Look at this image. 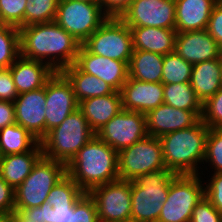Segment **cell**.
I'll use <instances>...</instances> for the list:
<instances>
[{
	"label": "cell",
	"mask_w": 222,
	"mask_h": 222,
	"mask_svg": "<svg viewBox=\"0 0 222 222\" xmlns=\"http://www.w3.org/2000/svg\"><path fill=\"white\" fill-rule=\"evenodd\" d=\"M20 55L48 64L55 72L76 62L81 43L55 21L19 28Z\"/></svg>",
	"instance_id": "cell-1"
},
{
	"label": "cell",
	"mask_w": 222,
	"mask_h": 222,
	"mask_svg": "<svg viewBox=\"0 0 222 222\" xmlns=\"http://www.w3.org/2000/svg\"><path fill=\"white\" fill-rule=\"evenodd\" d=\"M66 174L88 193L119 179L118 152L95 134L66 165Z\"/></svg>",
	"instance_id": "cell-2"
},
{
	"label": "cell",
	"mask_w": 222,
	"mask_h": 222,
	"mask_svg": "<svg viewBox=\"0 0 222 222\" xmlns=\"http://www.w3.org/2000/svg\"><path fill=\"white\" fill-rule=\"evenodd\" d=\"M208 132L209 127L200 119L192 127L161 136L159 139L166 168L176 175L200 174L205 179L201 165L205 159Z\"/></svg>",
	"instance_id": "cell-3"
},
{
	"label": "cell",
	"mask_w": 222,
	"mask_h": 222,
	"mask_svg": "<svg viewBox=\"0 0 222 222\" xmlns=\"http://www.w3.org/2000/svg\"><path fill=\"white\" fill-rule=\"evenodd\" d=\"M175 175L168 169H161L131 181V222H158Z\"/></svg>",
	"instance_id": "cell-4"
},
{
	"label": "cell",
	"mask_w": 222,
	"mask_h": 222,
	"mask_svg": "<svg viewBox=\"0 0 222 222\" xmlns=\"http://www.w3.org/2000/svg\"><path fill=\"white\" fill-rule=\"evenodd\" d=\"M94 135L87 119L77 108L40 141L43 156L67 165Z\"/></svg>",
	"instance_id": "cell-5"
},
{
	"label": "cell",
	"mask_w": 222,
	"mask_h": 222,
	"mask_svg": "<svg viewBox=\"0 0 222 222\" xmlns=\"http://www.w3.org/2000/svg\"><path fill=\"white\" fill-rule=\"evenodd\" d=\"M66 175V165L44 157L33 166L31 173L14 190L15 209L39 207L56 183Z\"/></svg>",
	"instance_id": "cell-6"
},
{
	"label": "cell",
	"mask_w": 222,
	"mask_h": 222,
	"mask_svg": "<svg viewBox=\"0 0 222 222\" xmlns=\"http://www.w3.org/2000/svg\"><path fill=\"white\" fill-rule=\"evenodd\" d=\"M202 177L200 174L174 176L158 222H190L193 209L204 197Z\"/></svg>",
	"instance_id": "cell-7"
},
{
	"label": "cell",
	"mask_w": 222,
	"mask_h": 222,
	"mask_svg": "<svg viewBox=\"0 0 222 222\" xmlns=\"http://www.w3.org/2000/svg\"><path fill=\"white\" fill-rule=\"evenodd\" d=\"M90 53L129 63L132 34L121 18H108L83 44Z\"/></svg>",
	"instance_id": "cell-8"
},
{
	"label": "cell",
	"mask_w": 222,
	"mask_h": 222,
	"mask_svg": "<svg viewBox=\"0 0 222 222\" xmlns=\"http://www.w3.org/2000/svg\"><path fill=\"white\" fill-rule=\"evenodd\" d=\"M107 19L100 4L59 0L55 22L83 44Z\"/></svg>",
	"instance_id": "cell-9"
},
{
	"label": "cell",
	"mask_w": 222,
	"mask_h": 222,
	"mask_svg": "<svg viewBox=\"0 0 222 222\" xmlns=\"http://www.w3.org/2000/svg\"><path fill=\"white\" fill-rule=\"evenodd\" d=\"M167 169L162 154L160 139L153 136L134 143L118 153L120 180L133 181L138 176Z\"/></svg>",
	"instance_id": "cell-10"
},
{
	"label": "cell",
	"mask_w": 222,
	"mask_h": 222,
	"mask_svg": "<svg viewBox=\"0 0 222 222\" xmlns=\"http://www.w3.org/2000/svg\"><path fill=\"white\" fill-rule=\"evenodd\" d=\"M99 222H131V181L115 180L88 192Z\"/></svg>",
	"instance_id": "cell-11"
},
{
	"label": "cell",
	"mask_w": 222,
	"mask_h": 222,
	"mask_svg": "<svg viewBox=\"0 0 222 222\" xmlns=\"http://www.w3.org/2000/svg\"><path fill=\"white\" fill-rule=\"evenodd\" d=\"M96 135L119 153L148 136L146 116L122 109Z\"/></svg>",
	"instance_id": "cell-12"
},
{
	"label": "cell",
	"mask_w": 222,
	"mask_h": 222,
	"mask_svg": "<svg viewBox=\"0 0 222 222\" xmlns=\"http://www.w3.org/2000/svg\"><path fill=\"white\" fill-rule=\"evenodd\" d=\"M26 220L34 222H99L94 200L85 193L74 206H51L15 209Z\"/></svg>",
	"instance_id": "cell-13"
},
{
	"label": "cell",
	"mask_w": 222,
	"mask_h": 222,
	"mask_svg": "<svg viewBox=\"0 0 222 222\" xmlns=\"http://www.w3.org/2000/svg\"><path fill=\"white\" fill-rule=\"evenodd\" d=\"M121 19L129 27L175 29V0H133Z\"/></svg>",
	"instance_id": "cell-14"
},
{
	"label": "cell",
	"mask_w": 222,
	"mask_h": 222,
	"mask_svg": "<svg viewBox=\"0 0 222 222\" xmlns=\"http://www.w3.org/2000/svg\"><path fill=\"white\" fill-rule=\"evenodd\" d=\"M45 136L53 128L78 108L71 83L61 72L54 75L45 84Z\"/></svg>",
	"instance_id": "cell-15"
},
{
	"label": "cell",
	"mask_w": 222,
	"mask_h": 222,
	"mask_svg": "<svg viewBox=\"0 0 222 222\" xmlns=\"http://www.w3.org/2000/svg\"><path fill=\"white\" fill-rule=\"evenodd\" d=\"M13 103L16 124L41 141L45 137V86L18 94Z\"/></svg>",
	"instance_id": "cell-16"
},
{
	"label": "cell",
	"mask_w": 222,
	"mask_h": 222,
	"mask_svg": "<svg viewBox=\"0 0 222 222\" xmlns=\"http://www.w3.org/2000/svg\"><path fill=\"white\" fill-rule=\"evenodd\" d=\"M75 64L85 73L102 79L115 91H121L129 78L128 64L90 53L81 45Z\"/></svg>",
	"instance_id": "cell-17"
},
{
	"label": "cell",
	"mask_w": 222,
	"mask_h": 222,
	"mask_svg": "<svg viewBox=\"0 0 222 222\" xmlns=\"http://www.w3.org/2000/svg\"><path fill=\"white\" fill-rule=\"evenodd\" d=\"M202 111H188L162 103L146 116L148 136H161L194 126L201 119Z\"/></svg>",
	"instance_id": "cell-18"
},
{
	"label": "cell",
	"mask_w": 222,
	"mask_h": 222,
	"mask_svg": "<svg viewBox=\"0 0 222 222\" xmlns=\"http://www.w3.org/2000/svg\"><path fill=\"white\" fill-rule=\"evenodd\" d=\"M175 53L194 65L222 56V48L206 29L177 33Z\"/></svg>",
	"instance_id": "cell-19"
},
{
	"label": "cell",
	"mask_w": 222,
	"mask_h": 222,
	"mask_svg": "<svg viewBox=\"0 0 222 222\" xmlns=\"http://www.w3.org/2000/svg\"><path fill=\"white\" fill-rule=\"evenodd\" d=\"M122 108L147 114L164 103L162 83L138 81L128 78L120 91Z\"/></svg>",
	"instance_id": "cell-20"
},
{
	"label": "cell",
	"mask_w": 222,
	"mask_h": 222,
	"mask_svg": "<svg viewBox=\"0 0 222 222\" xmlns=\"http://www.w3.org/2000/svg\"><path fill=\"white\" fill-rule=\"evenodd\" d=\"M9 68L18 94L44 87L55 73L48 64L21 55Z\"/></svg>",
	"instance_id": "cell-21"
},
{
	"label": "cell",
	"mask_w": 222,
	"mask_h": 222,
	"mask_svg": "<svg viewBox=\"0 0 222 222\" xmlns=\"http://www.w3.org/2000/svg\"><path fill=\"white\" fill-rule=\"evenodd\" d=\"M217 0H175L177 33L207 29Z\"/></svg>",
	"instance_id": "cell-22"
},
{
	"label": "cell",
	"mask_w": 222,
	"mask_h": 222,
	"mask_svg": "<svg viewBox=\"0 0 222 222\" xmlns=\"http://www.w3.org/2000/svg\"><path fill=\"white\" fill-rule=\"evenodd\" d=\"M78 109L88 121L91 130L96 134L122 108V96L119 91L110 95L92 97L78 103Z\"/></svg>",
	"instance_id": "cell-23"
},
{
	"label": "cell",
	"mask_w": 222,
	"mask_h": 222,
	"mask_svg": "<svg viewBox=\"0 0 222 222\" xmlns=\"http://www.w3.org/2000/svg\"><path fill=\"white\" fill-rule=\"evenodd\" d=\"M134 50H143L160 55L175 52L176 30L155 27H129Z\"/></svg>",
	"instance_id": "cell-24"
},
{
	"label": "cell",
	"mask_w": 222,
	"mask_h": 222,
	"mask_svg": "<svg viewBox=\"0 0 222 222\" xmlns=\"http://www.w3.org/2000/svg\"><path fill=\"white\" fill-rule=\"evenodd\" d=\"M190 83L202 104L212 97L222 87V56L194 64Z\"/></svg>",
	"instance_id": "cell-25"
},
{
	"label": "cell",
	"mask_w": 222,
	"mask_h": 222,
	"mask_svg": "<svg viewBox=\"0 0 222 222\" xmlns=\"http://www.w3.org/2000/svg\"><path fill=\"white\" fill-rule=\"evenodd\" d=\"M42 155V146L39 142L26 153L0 156V177L15 190L31 173Z\"/></svg>",
	"instance_id": "cell-26"
},
{
	"label": "cell",
	"mask_w": 222,
	"mask_h": 222,
	"mask_svg": "<svg viewBox=\"0 0 222 222\" xmlns=\"http://www.w3.org/2000/svg\"><path fill=\"white\" fill-rule=\"evenodd\" d=\"M61 73L71 83L78 103L88 98L110 95L115 91L102 79L83 72L75 63L64 68Z\"/></svg>",
	"instance_id": "cell-27"
},
{
	"label": "cell",
	"mask_w": 222,
	"mask_h": 222,
	"mask_svg": "<svg viewBox=\"0 0 222 222\" xmlns=\"http://www.w3.org/2000/svg\"><path fill=\"white\" fill-rule=\"evenodd\" d=\"M164 55L133 50L128 69L129 77L138 81L162 83Z\"/></svg>",
	"instance_id": "cell-28"
},
{
	"label": "cell",
	"mask_w": 222,
	"mask_h": 222,
	"mask_svg": "<svg viewBox=\"0 0 222 222\" xmlns=\"http://www.w3.org/2000/svg\"><path fill=\"white\" fill-rule=\"evenodd\" d=\"M40 141L22 126L14 123L0 129V156L31 151Z\"/></svg>",
	"instance_id": "cell-29"
},
{
	"label": "cell",
	"mask_w": 222,
	"mask_h": 222,
	"mask_svg": "<svg viewBox=\"0 0 222 222\" xmlns=\"http://www.w3.org/2000/svg\"><path fill=\"white\" fill-rule=\"evenodd\" d=\"M164 103L174 108L188 111H202V103L197 98L191 83L163 84Z\"/></svg>",
	"instance_id": "cell-30"
},
{
	"label": "cell",
	"mask_w": 222,
	"mask_h": 222,
	"mask_svg": "<svg viewBox=\"0 0 222 222\" xmlns=\"http://www.w3.org/2000/svg\"><path fill=\"white\" fill-rule=\"evenodd\" d=\"M85 192L66 174L51 189L46 202L51 206H74Z\"/></svg>",
	"instance_id": "cell-31"
},
{
	"label": "cell",
	"mask_w": 222,
	"mask_h": 222,
	"mask_svg": "<svg viewBox=\"0 0 222 222\" xmlns=\"http://www.w3.org/2000/svg\"><path fill=\"white\" fill-rule=\"evenodd\" d=\"M192 67L175 52L164 55L162 84L190 83Z\"/></svg>",
	"instance_id": "cell-32"
},
{
	"label": "cell",
	"mask_w": 222,
	"mask_h": 222,
	"mask_svg": "<svg viewBox=\"0 0 222 222\" xmlns=\"http://www.w3.org/2000/svg\"><path fill=\"white\" fill-rule=\"evenodd\" d=\"M19 56V28L0 24V68H9Z\"/></svg>",
	"instance_id": "cell-33"
},
{
	"label": "cell",
	"mask_w": 222,
	"mask_h": 222,
	"mask_svg": "<svg viewBox=\"0 0 222 222\" xmlns=\"http://www.w3.org/2000/svg\"><path fill=\"white\" fill-rule=\"evenodd\" d=\"M59 0H27L24 26L55 21Z\"/></svg>",
	"instance_id": "cell-34"
},
{
	"label": "cell",
	"mask_w": 222,
	"mask_h": 222,
	"mask_svg": "<svg viewBox=\"0 0 222 222\" xmlns=\"http://www.w3.org/2000/svg\"><path fill=\"white\" fill-rule=\"evenodd\" d=\"M207 163L210 165L208 168L212 169L211 172L207 168ZM203 164L202 167L206 164L203 168L207 171V175L222 172V128H209Z\"/></svg>",
	"instance_id": "cell-35"
},
{
	"label": "cell",
	"mask_w": 222,
	"mask_h": 222,
	"mask_svg": "<svg viewBox=\"0 0 222 222\" xmlns=\"http://www.w3.org/2000/svg\"><path fill=\"white\" fill-rule=\"evenodd\" d=\"M27 0H0V24L24 27Z\"/></svg>",
	"instance_id": "cell-36"
},
{
	"label": "cell",
	"mask_w": 222,
	"mask_h": 222,
	"mask_svg": "<svg viewBox=\"0 0 222 222\" xmlns=\"http://www.w3.org/2000/svg\"><path fill=\"white\" fill-rule=\"evenodd\" d=\"M201 120L209 128H222V87L202 104Z\"/></svg>",
	"instance_id": "cell-37"
},
{
	"label": "cell",
	"mask_w": 222,
	"mask_h": 222,
	"mask_svg": "<svg viewBox=\"0 0 222 222\" xmlns=\"http://www.w3.org/2000/svg\"><path fill=\"white\" fill-rule=\"evenodd\" d=\"M206 177L210 179L204 181V196L222 215V172L209 174Z\"/></svg>",
	"instance_id": "cell-38"
},
{
	"label": "cell",
	"mask_w": 222,
	"mask_h": 222,
	"mask_svg": "<svg viewBox=\"0 0 222 222\" xmlns=\"http://www.w3.org/2000/svg\"><path fill=\"white\" fill-rule=\"evenodd\" d=\"M190 222H222V215L204 196L193 209Z\"/></svg>",
	"instance_id": "cell-39"
},
{
	"label": "cell",
	"mask_w": 222,
	"mask_h": 222,
	"mask_svg": "<svg viewBox=\"0 0 222 222\" xmlns=\"http://www.w3.org/2000/svg\"><path fill=\"white\" fill-rule=\"evenodd\" d=\"M17 97L10 68H0V100L14 102Z\"/></svg>",
	"instance_id": "cell-40"
},
{
	"label": "cell",
	"mask_w": 222,
	"mask_h": 222,
	"mask_svg": "<svg viewBox=\"0 0 222 222\" xmlns=\"http://www.w3.org/2000/svg\"><path fill=\"white\" fill-rule=\"evenodd\" d=\"M206 30L222 48V1L215 4Z\"/></svg>",
	"instance_id": "cell-41"
},
{
	"label": "cell",
	"mask_w": 222,
	"mask_h": 222,
	"mask_svg": "<svg viewBox=\"0 0 222 222\" xmlns=\"http://www.w3.org/2000/svg\"><path fill=\"white\" fill-rule=\"evenodd\" d=\"M15 212L14 189L0 177V214Z\"/></svg>",
	"instance_id": "cell-42"
},
{
	"label": "cell",
	"mask_w": 222,
	"mask_h": 222,
	"mask_svg": "<svg viewBox=\"0 0 222 222\" xmlns=\"http://www.w3.org/2000/svg\"><path fill=\"white\" fill-rule=\"evenodd\" d=\"M133 0H100V6L108 18H121Z\"/></svg>",
	"instance_id": "cell-43"
},
{
	"label": "cell",
	"mask_w": 222,
	"mask_h": 222,
	"mask_svg": "<svg viewBox=\"0 0 222 222\" xmlns=\"http://www.w3.org/2000/svg\"><path fill=\"white\" fill-rule=\"evenodd\" d=\"M14 123H16L14 103L0 100V129H3L6 126Z\"/></svg>",
	"instance_id": "cell-44"
},
{
	"label": "cell",
	"mask_w": 222,
	"mask_h": 222,
	"mask_svg": "<svg viewBox=\"0 0 222 222\" xmlns=\"http://www.w3.org/2000/svg\"><path fill=\"white\" fill-rule=\"evenodd\" d=\"M11 222H34V221L26 220L18 212H12L11 213Z\"/></svg>",
	"instance_id": "cell-45"
},
{
	"label": "cell",
	"mask_w": 222,
	"mask_h": 222,
	"mask_svg": "<svg viewBox=\"0 0 222 222\" xmlns=\"http://www.w3.org/2000/svg\"><path fill=\"white\" fill-rule=\"evenodd\" d=\"M0 222H11V214H0Z\"/></svg>",
	"instance_id": "cell-46"
},
{
	"label": "cell",
	"mask_w": 222,
	"mask_h": 222,
	"mask_svg": "<svg viewBox=\"0 0 222 222\" xmlns=\"http://www.w3.org/2000/svg\"><path fill=\"white\" fill-rule=\"evenodd\" d=\"M76 1H81L85 3H92V4H100V0H76Z\"/></svg>",
	"instance_id": "cell-47"
}]
</instances>
